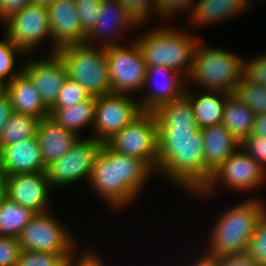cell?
Listing matches in <instances>:
<instances>
[{
  "mask_svg": "<svg viewBox=\"0 0 266 266\" xmlns=\"http://www.w3.org/2000/svg\"><path fill=\"white\" fill-rule=\"evenodd\" d=\"M153 113L159 137L156 175L189 195L200 192L204 187L203 137L189 98L184 94Z\"/></svg>",
  "mask_w": 266,
  "mask_h": 266,
  "instance_id": "obj_1",
  "label": "cell"
},
{
  "mask_svg": "<svg viewBox=\"0 0 266 266\" xmlns=\"http://www.w3.org/2000/svg\"><path fill=\"white\" fill-rule=\"evenodd\" d=\"M153 173L143 160L114 151L103 143L87 183L111 210H122L141 196L149 177L155 176Z\"/></svg>",
  "mask_w": 266,
  "mask_h": 266,
  "instance_id": "obj_2",
  "label": "cell"
},
{
  "mask_svg": "<svg viewBox=\"0 0 266 266\" xmlns=\"http://www.w3.org/2000/svg\"><path fill=\"white\" fill-rule=\"evenodd\" d=\"M241 200L224 209L209 231L206 251L202 253L211 259L228 255L246 254L258 219L266 210V203L259 196ZM210 241V242H209Z\"/></svg>",
  "mask_w": 266,
  "mask_h": 266,
  "instance_id": "obj_3",
  "label": "cell"
},
{
  "mask_svg": "<svg viewBox=\"0 0 266 266\" xmlns=\"http://www.w3.org/2000/svg\"><path fill=\"white\" fill-rule=\"evenodd\" d=\"M169 25L163 24L161 27L150 29V31L147 27L148 30L137 35L135 39L142 51L146 67H168L187 79L192 68L194 51L200 38L190 31L173 28L171 24Z\"/></svg>",
  "mask_w": 266,
  "mask_h": 266,
  "instance_id": "obj_4",
  "label": "cell"
},
{
  "mask_svg": "<svg viewBox=\"0 0 266 266\" xmlns=\"http://www.w3.org/2000/svg\"><path fill=\"white\" fill-rule=\"evenodd\" d=\"M206 44L201 39L197 43L187 84H196L204 91L233 94L244 74V58Z\"/></svg>",
  "mask_w": 266,
  "mask_h": 266,
  "instance_id": "obj_5",
  "label": "cell"
},
{
  "mask_svg": "<svg viewBox=\"0 0 266 266\" xmlns=\"http://www.w3.org/2000/svg\"><path fill=\"white\" fill-rule=\"evenodd\" d=\"M55 54L63 62L67 77L76 80L90 95L97 97L111 93L104 47L71 44L58 48Z\"/></svg>",
  "mask_w": 266,
  "mask_h": 266,
  "instance_id": "obj_6",
  "label": "cell"
},
{
  "mask_svg": "<svg viewBox=\"0 0 266 266\" xmlns=\"http://www.w3.org/2000/svg\"><path fill=\"white\" fill-rule=\"evenodd\" d=\"M158 123L153 112H143L105 143L114 151L143 160L158 171Z\"/></svg>",
  "mask_w": 266,
  "mask_h": 266,
  "instance_id": "obj_7",
  "label": "cell"
},
{
  "mask_svg": "<svg viewBox=\"0 0 266 266\" xmlns=\"http://www.w3.org/2000/svg\"><path fill=\"white\" fill-rule=\"evenodd\" d=\"M265 181V182H264ZM240 192L253 191L266 183V171L240 146L212 174L203 189L194 197L209 198L217 192L219 184ZM217 186V187H216ZM215 192V193H214Z\"/></svg>",
  "mask_w": 266,
  "mask_h": 266,
  "instance_id": "obj_8",
  "label": "cell"
},
{
  "mask_svg": "<svg viewBox=\"0 0 266 266\" xmlns=\"http://www.w3.org/2000/svg\"><path fill=\"white\" fill-rule=\"evenodd\" d=\"M50 211L36 213L22 229L17 238L21 249L65 254L69 258L78 245L76 238Z\"/></svg>",
  "mask_w": 266,
  "mask_h": 266,
  "instance_id": "obj_9",
  "label": "cell"
},
{
  "mask_svg": "<svg viewBox=\"0 0 266 266\" xmlns=\"http://www.w3.org/2000/svg\"><path fill=\"white\" fill-rule=\"evenodd\" d=\"M111 93H140L146 76V63L136 40L129 45L105 47Z\"/></svg>",
  "mask_w": 266,
  "mask_h": 266,
  "instance_id": "obj_10",
  "label": "cell"
},
{
  "mask_svg": "<svg viewBox=\"0 0 266 266\" xmlns=\"http://www.w3.org/2000/svg\"><path fill=\"white\" fill-rule=\"evenodd\" d=\"M135 94L109 93L96 97L92 138L105 143L139 117L143 111Z\"/></svg>",
  "mask_w": 266,
  "mask_h": 266,
  "instance_id": "obj_11",
  "label": "cell"
},
{
  "mask_svg": "<svg viewBox=\"0 0 266 266\" xmlns=\"http://www.w3.org/2000/svg\"><path fill=\"white\" fill-rule=\"evenodd\" d=\"M101 141L80 138L72 148L46 167L51 188L71 186L83 178L89 182L94 161L100 152Z\"/></svg>",
  "mask_w": 266,
  "mask_h": 266,
  "instance_id": "obj_12",
  "label": "cell"
},
{
  "mask_svg": "<svg viewBox=\"0 0 266 266\" xmlns=\"http://www.w3.org/2000/svg\"><path fill=\"white\" fill-rule=\"evenodd\" d=\"M2 24L5 36L25 54L37 50L45 39L52 43L48 7L30 3Z\"/></svg>",
  "mask_w": 266,
  "mask_h": 266,
  "instance_id": "obj_13",
  "label": "cell"
},
{
  "mask_svg": "<svg viewBox=\"0 0 266 266\" xmlns=\"http://www.w3.org/2000/svg\"><path fill=\"white\" fill-rule=\"evenodd\" d=\"M186 87L187 79L174 69L163 66L147 67L141 90L143 94L140 93V98L137 94L136 98L143 112H154L162 104L182 97Z\"/></svg>",
  "mask_w": 266,
  "mask_h": 266,
  "instance_id": "obj_14",
  "label": "cell"
},
{
  "mask_svg": "<svg viewBox=\"0 0 266 266\" xmlns=\"http://www.w3.org/2000/svg\"><path fill=\"white\" fill-rule=\"evenodd\" d=\"M22 63V72L32 81L48 109L56 102L67 78L66 69L56 54H47Z\"/></svg>",
  "mask_w": 266,
  "mask_h": 266,
  "instance_id": "obj_15",
  "label": "cell"
},
{
  "mask_svg": "<svg viewBox=\"0 0 266 266\" xmlns=\"http://www.w3.org/2000/svg\"><path fill=\"white\" fill-rule=\"evenodd\" d=\"M137 28L139 26L125 12L120 0H102L99 17L95 26L86 35L84 43L90 46L99 45L100 47L101 45L104 48L118 45L122 43L119 40L121 34L123 35L126 33L125 31Z\"/></svg>",
  "mask_w": 266,
  "mask_h": 266,
  "instance_id": "obj_16",
  "label": "cell"
},
{
  "mask_svg": "<svg viewBox=\"0 0 266 266\" xmlns=\"http://www.w3.org/2000/svg\"><path fill=\"white\" fill-rule=\"evenodd\" d=\"M7 197L35 213L50 210L51 185L46 172L5 176Z\"/></svg>",
  "mask_w": 266,
  "mask_h": 266,
  "instance_id": "obj_17",
  "label": "cell"
},
{
  "mask_svg": "<svg viewBox=\"0 0 266 266\" xmlns=\"http://www.w3.org/2000/svg\"><path fill=\"white\" fill-rule=\"evenodd\" d=\"M48 17L52 44L48 54L65 45L84 43L86 34L82 31L75 0H54L48 6Z\"/></svg>",
  "mask_w": 266,
  "mask_h": 266,
  "instance_id": "obj_18",
  "label": "cell"
},
{
  "mask_svg": "<svg viewBox=\"0 0 266 266\" xmlns=\"http://www.w3.org/2000/svg\"><path fill=\"white\" fill-rule=\"evenodd\" d=\"M46 172L37 136L0 148V173L4 176Z\"/></svg>",
  "mask_w": 266,
  "mask_h": 266,
  "instance_id": "obj_19",
  "label": "cell"
},
{
  "mask_svg": "<svg viewBox=\"0 0 266 266\" xmlns=\"http://www.w3.org/2000/svg\"><path fill=\"white\" fill-rule=\"evenodd\" d=\"M200 130L203 137L205 186L211 174L239 149L241 143L222 123Z\"/></svg>",
  "mask_w": 266,
  "mask_h": 266,
  "instance_id": "obj_20",
  "label": "cell"
},
{
  "mask_svg": "<svg viewBox=\"0 0 266 266\" xmlns=\"http://www.w3.org/2000/svg\"><path fill=\"white\" fill-rule=\"evenodd\" d=\"M254 0H195L191 11L190 25L207 26L248 12ZM242 13V14H241Z\"/></svg>",
  "mask_w": 266,
  "mask_h": 266,
  "instance_id": "obj_21",
  "label": "cell"
},
{
  "mask_svg": "<svg viewBox=\"0 0 266 266\" xmlns=\"http://www.w3.org/2000/svg\"><path fill=\"white\" fill-rule=\"evenodd\" d=\"M36 136L46 167L66 154L82 137L64 129L49 117L40 119Z\"/></svg>",
  "mask_w": 266,
  "mask_h": 266,
  "instance_id": "obj_22",
  "label": "cell"
},
{
  "mask_svg": "<svg viewBox=\"0 0 266 266\" xmlns=\"http://www.w3.org/2000/svg\"><path fill=\"white\" fill-rule=\"evenodd\" d=\"M7 96L10 98L13 112L33 115L40 119L49 117V109L39 91L23 72L8 82Z\"/></svg>",
  "mask_w": 266,
  "mask_h": 266,
  "instance_id": "obj_23",
  "label": "cell"
},
{
  "mask_svg": "<svg viewBox=\"0 0 266 266\" xmlns=\"http://www.w3.org/2000/svg\"><path fill=\"white\" fill-rule=\"evenodd\" d=\"M189 86L187 84L185 95L193 106L197 126L202 129L220 124L223 118L224 105L230 94L220 91H205L203 94L200 92L197 94Z\"/></svg>",
  "mask_w": 266,
  "mask_h": 266,
  "instance_id": "obj_24",
  "label": "cell"
},
{
  "mask_svg": "<svg viewBox=\"0 0 266 266\" xmlns=\"http://www.w3.org/2000/svg\"><path fill=\"white\" fill-rule=\"evenodd\" d=\"M95 105L96 97L91 95L88 99L66 108H50L49 118L64 129L80 136V129L93 126Z\"/></svg>",
  "mask_w": 266,
  "mask_h": 266,
  "instance_id": "obj_25",
  "label": "cell"
},
{
  "mask_svg": "<svg viewBox=\"0 0 266 266\" xmlns=\"http://www.w3.org/2000/svg\"><path fill=\"white\" fill-rule=\"evenodd\" d=\"M255 112L237 97L230 94L224 105L222 124L241 143L252 131Z\"/></svg>",
  "mask_w": 266,
  "mask_h": 266,
  "instance_id": "obj_26",
  "label": "cell"
},
{
  "mask_svg": "<svg viewBox=\"0 0 266 266\" xmlns=\"http://www.w3.org/2000/svg\"><path fill=\"white\" fill-rule=\"evenodd\" d=\"M35 214L7 197L0 206V236L18 238Z\"/></svg>",
  "mask_w": 266,
  "mask_h": 266,
  "instance_id": "obj_27",
  "label": "cell"
},
{
  "mask_svg": "<svg viewBox=\"0 0 266 266\" xmlns=\"http://www.w3.org/2000/svg\"><path fill=\"white\" fill-rule=\"evenodd\" d=\"M40 118L13 112L0 134V148L34 137Z\"/></svg>",
  "mask_w": 266,
  "mask_h": 266,
  "instance_id": "obj_28",
  "label": "cell"
},
{
  "mask_svg": "<svg viewBox=\"0 0 266 266\" xmlns=\"http://www.w3.org/2000/svg\"><path fill=\"white\" fill-rule=\"evenodd\" d=\"M233 95L251 108L256 115L266 113V86L250 82L243 76Z\"/></svg>",
  "mask_w": 266,
  "mask_h": 266,
  "instance_id": "obj_29",
  "label": "cell"
},
{
  "mask_svg": "<svg viewBox=\"0 0 266 266\" xmlns=\"http://www.w3.org/2000/svg\"><path fill=\"white\" fill-rule=\"evenodd\" d=\"M2 39L0 40V79L8 83L22 72V66L21 68L19 67L18 71L15 70V61L16 57H20L21 54L25 55V53L16 47L5 35Z\"/></svg>",
  "mask_w": 266,
  "mask_h": 266,
  "instance_id": "obj_30",
  "label": "cell"
},
{
  "mask_svg": "<svg viewBox=\"0 0 266 266\" xmlns=\"http://www.w3.org/2000/svg\"><path fill=\"white\" fill-rule=\"evenodd\" d=\"M120 2L125 12L140 28L144 27L153 15L158 17L156 0H120Z\"/></svg>",
  "mask_w": 266,
  "mask_h": 266,
  "instance_id": "obj_31",
  "label": "cell"
},
{
  "mask_svg": "<svg viewBox=\"0 0 266 266\" xmlns=\"http://www.w3.org/2000/svg\"><path fill=\"white\" fill-rule=\"evenodd\" d=\"M65 254L21 250L16 266H67Z\"/></svg>",
  "mask_w": 266,
  "mask_h": 266,
  "instance_id": "obj_32",
  "label": "cell"
},
{
  "mask_svg": "<svg viewBox=\"0 0 266 266\" xmlns=\"http://www.w3.org/2000/svg\"><path fill=\"white\" fill-rule=\"evenodd\" d=\"M246 254L260 266H266V210L258 219Z\"/></svg>",
  "mask_w": 266,
  "mask_h": 266,
  "instance_id": "obj_33",
  "label": "cell"
},
{
  "mask_svg": "<svg viewBox=\"0 0 266 266\" xmlns=\"http://www.w3.org/2000/svg\"><path fill=\"white\" fill-rule=\"evenodd\" d=\"M90 96L76 80L67 77L55 104L51 108H66L86 100Z\"/></svg>",
  "mask_w": 266,
  "mask_h": 266,
  "instance_id": "obj_34",
  "label": "cell"
},
{
  "mask_svg": "<svg viewBox=\"0 0 266 266\" xmlns=\"http://www.w3.org/2000/svg\"><path fill=\"white\" fill-rule=\"evenodd\" d=\"M82 31L87 35L99 17L102 0H75Z\"/></svg>",
  "mask_w": 266,
  "mask_h": 266,
  "instance_id": "obj_35",
  "label": "cell"
},
{
  "mask_svg": "<svg viewBox=\"0 0 266 266\" xmlns=\"http://www.w3.org/2000/svg\"><path fill=\"white\" fill-rule=\"evenodd\" d=\"M243 76L250 82L266 86V54H259L250 60L244 58Z\"/></svg>",
  "mask_w": 266,
  "mask_h": 266,
  "instance_id": "obj_36",
  "label": "cell"
},
{
  "mask_svg": "<svg viewBox=\"0 0 266 266\" xmlns=\"http://www.w3.org/2000/svg\"><path fill=\"white\" fill-rule=\"evenodd\" d=\"M242 149L266 171V138L248 136L241 142Z\"/></svg>",
  "mask_w": 266,
  "mask_h": 266,
  "instance_id": "obj_37",
  "label": "cell"
},
{
  "mask_svg": "<svg viewBox=\"0 0 266 266\" xmlns=\"http://www.w3.org/2000/svg\"><path fill=\"white\" fill-rule=\"evenodd\" d=\"M21 250L17 238L0 236V266H16Z\"/></svg>",
  "mask_w": 266,
  "mask_h": 266,
  "instance_id": "obj_38",
  "label": "cell"
},
{
  "mask_svg": "<svg viewBox=\"0 0 266 266\" xmlns=\"http://www.w3.org/2000/svg\"><path fill=\"white\" fill-rule=\"evenodd\" d=\"M158 17L160 19H170L171 16L184 11L190 12L195 0H156Z\"/></svg>",
  "mask_w": 266,
  "mask_h": 266,
  "instance_id": "obj_39",
  "label": "cell"
},
{
  "mask_svg": "<svg viewBox=\"0 0 266 266\" xmlns=\"http://www.w3.org/2000/svg\"><path fill=\"white\" fill-rule=\"evenodd\" d=\"M78 249L77 247L68 258L67 266H107L106 263L99 257L98 253L94 250H84L82 254L77 255Z\"/></svg>",
  "mask_w": 266,
  "mask_h": 266,
  "instance_id": "obj_40",
  "label": "cell"
},
{
  "mask_svg": "<svg viewBox=\"0 0 266 266\" xmlns=\"http://www.w3.org/2000/svg\"><path fill=\"white\" fill-rule=\"evenodd\" d=\"M30 4V0H0V22L21 11Z\"/></svg>",
  "mask_w": 266,
  "mask_h": 266,
  "instance_id": "obj_41",
  "label": "cell"
},
{
  "mask_svg": "<svg viewBox=\"0 0 266 266\" xmlns=\"http://www.w3.org/2000/svg\"><path fill=\"white\" fill-rule=\"evenodd\" d=\"M215 260L216 266H260L247 254L222 256Z\"/></svg>",
  "mask_w": 266,
  "mask_h": 266,
  "instance_id": "obj_42",
  "label": "cell"
},
{
  "mask_svg": "<svg viewBox=\"0 0 266 266\" xmlns=\"http://www.w3.org/2000/svg\"><path fill=\"white\" fill-rule=\"evenodd\" d=\"M13 113L10 98L8 96L0 100V134L11 114Z\"/></svg>",
  "mask_w": 266,
  "mask_h": 266,
  "instance_id": "obj_43",
  "label": "cell"
},
{
  "mask_svg": "<svg viewBox=\"0 0 266 266\" xmlns=\"http://www.w3.org/2000/svg\"><path fill=\"white\" fill-rule=\"evenodd\" d=\"M250 136L266 138V113L255 116Z\"/></svg>",
  "mask_w": 266,
  "mask_h": 266,
  "instance_id": "obj_44",
  "label": "cell"
},
{
  "mask_svg": "<svg viewBox=\"0 0 266 266\" xmlns=\"http://www.w3.org/2000/svg\"><path fill=\"white\" fill-rule=\"evenodd\" d=\"M200 256V257H199ZM193 259L189 266H216V260L203 256L202 254Z\"/></svg>",
  "mask_w": 266,
  "mask_h": 266,
  "instance_id": "obj_45",
  "label": "cell"
},
{
  "mask_svg": "<svg viewBox=\"0 0 266 266\" xmlns=\"http://www.w3.org/2000/svg\"><path fill=\"white\" fill-rule=\"evenodd\" d=\"M7 198V180L6 177L0 173V206Z\"/></svg>",
  "mask_w": 266,
  "mask_h": 266,
  "instance_id": "obj_46",
  "label": "cell"
},
{
  "mask_svg": "<svg viewBox=\"0 0 266 266\" xmlns=\"http://www.w3.org/2000/svg\"><path fill=\"white\" fill-rule=\"evenodd\" d=\"M7 82L0 79V100L7 96Z\"/></svg>",
  "mask_w": 266,
  "mask_h": 266,
  "instance_id": "obj_47",
  "label": "cell"
},
{
  "mask_svg": "<svg viewBox=\"0 0 266 266\" xmlns=\"http://www.w3.org/2000/svg\"><path fill=\"white\" fill-rule=\"evenodd\" d=\"M54 0H30L31 4L48 7Z\"/></svg>",
  "mask_w": 266,
  "mask_h": 266,
  "instance_id": "obj_48",
  "label": "cell"
}]
</instances>
